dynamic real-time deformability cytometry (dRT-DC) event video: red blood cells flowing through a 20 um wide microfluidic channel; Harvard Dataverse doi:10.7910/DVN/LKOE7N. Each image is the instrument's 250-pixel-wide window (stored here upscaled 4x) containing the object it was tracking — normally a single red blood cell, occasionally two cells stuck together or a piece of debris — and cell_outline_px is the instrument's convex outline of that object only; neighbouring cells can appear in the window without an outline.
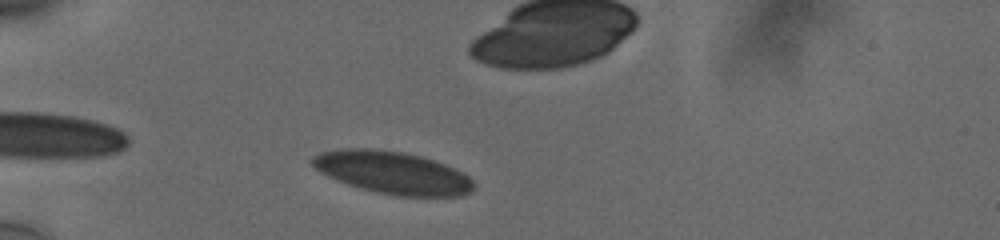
{"species": "human", "species_latin": "Homo sapiens", "temperature_condition": "cold", "stored_images_in_passage": 42, "camera_frame_rate_fps": 3000, "um_per_image_px": 0.085, "donor": {"sex": "male"}, "frame": {"image": 1, "passage_image": 3, "time_ms": 0.667, "image_size_px": [1000, 240], "cell_outline_px": [[476, 184], [472, 192], [460, 196], [396, 196], [376, 192], [360, 188], [336, 180], [320, 172], [312, 164], [312, 156], [320, 152], [340, 148], [372, 148], [404, 152], [420, 156], [444, 164], [468, 176]], "centroid_in_image_um": [33.35, 14.67], "position_along_channel_um": 51.6, "area_um2": 39.94}}
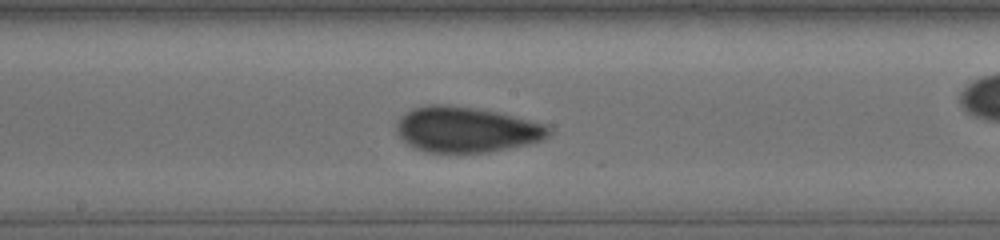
{"frame": {"image": 2, "passage_image": 18, "time_ms": 5.667, "image_size_px": [1000, 240], "cell_outline_px": [[552, 132], [548, 136], [540, 140], [528, 144], [488, 152], [424, 152], [412, 148], [396, 132], [396, 124], [412, 108], [428, 104], [440, 104], [472, 108], [496, 112], [544, 124]], "centroid_in_image_um": [39.6, 11.02], "position_along_channel_um": 208.6, "area_um2": 39.82}}
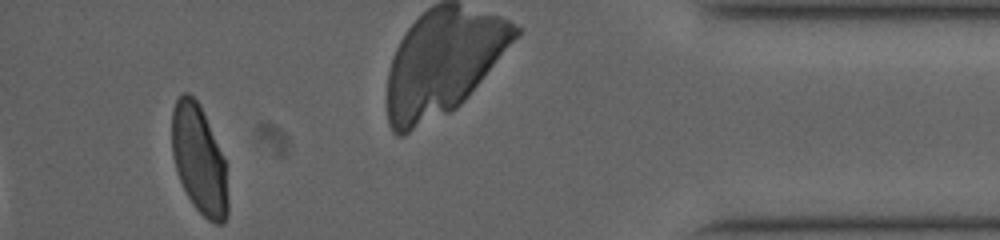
{"frame": {"image": 3, "passage_image": 39, "time_ms": 12.667, "image_size_px": [1000, 240], "cell_outline_px": [[228, 216], [224, 224], [216, 224], [208, 220], [192, 204], [180, 180], [172, 156], [172, 108], [176, 100], [184, 92], [188, 92], [200, 104], [224, 156], [228, 196]], "centroid_in_image_um": [16.94, 13.57], "position_along_channel_um": 418.3, "area_um2": 35.66}, "authors_computed_cell_mechanics": {"area_um2": 39.4774, "velocity_mm_per_s": 3.7564, "shape_relaxation_time_tau1_ms": null, "shape_relaxation_time_tau2_ms": 0.9748, "deformation_change_tau1": null, "deformation_change_tau2": 0.0422}}